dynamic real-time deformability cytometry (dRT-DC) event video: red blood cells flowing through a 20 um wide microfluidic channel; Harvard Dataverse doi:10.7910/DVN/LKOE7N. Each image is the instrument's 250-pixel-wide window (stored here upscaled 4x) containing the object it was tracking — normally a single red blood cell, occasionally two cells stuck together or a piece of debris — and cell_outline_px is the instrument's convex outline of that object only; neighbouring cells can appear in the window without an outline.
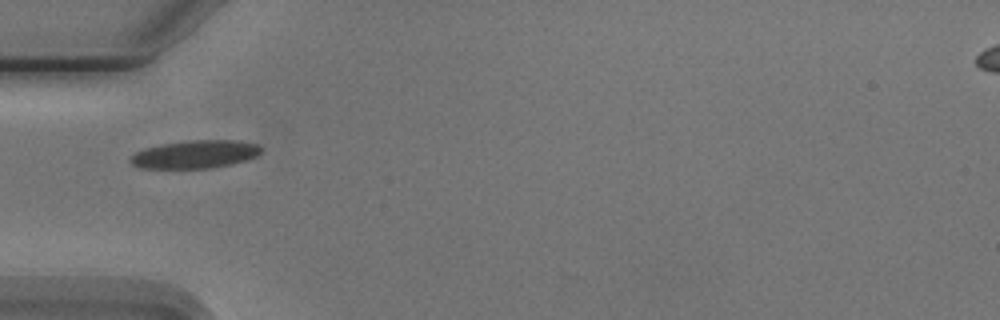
{"species": "Egyptian fruit bat (a non-hibernating species)", "species_latin": "Rousettus aegyptiacus", "temperature_condition": "cold", "stored_images_in_passage": 2, "camera_frame_rate_fps": 3000, "um_per_image_px": 0.085, "animal": {"sex": "male"}, "frame": {"image": 1, "passage_image": 1, "time_ms": 0.0, "image_size_px": [1000, 320], "cell_outline_px": [[260, 152], [256, 156], [232, 164], [212, 168], [140, 168], [132, 164], [128, 160], [136, 152], [144, 148], [160, 144], [188, 140], [240, 140], [260, 144]], "centroid_in_image_um": [16.58, 13.1], "position_along_channel_um": 68.4, "area_um2": 21.44}}
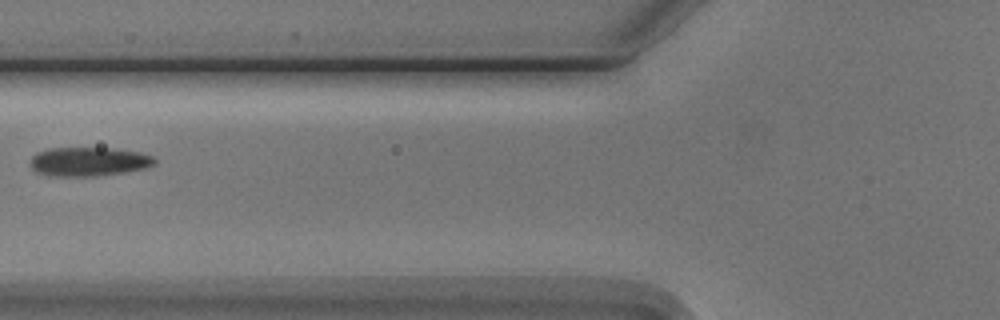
{"frame": {"image": 2, "passage_image": 2, "time_ms": 1.333, "image_size_px": [1000, 320], "cell_outline_px": [[156, 164], [148, 168], [124, 172], [96, 176], [48, 176], [36, 172], [28, 164], [32, 156], [36, 152], [48, 148], [116, 148], [140, 152], [152, 156], [156, 160]], "centroid_in_image_um": [7.53, 13.73], "position_along_channel_um": 118.3, "area_um2": 21.39}}